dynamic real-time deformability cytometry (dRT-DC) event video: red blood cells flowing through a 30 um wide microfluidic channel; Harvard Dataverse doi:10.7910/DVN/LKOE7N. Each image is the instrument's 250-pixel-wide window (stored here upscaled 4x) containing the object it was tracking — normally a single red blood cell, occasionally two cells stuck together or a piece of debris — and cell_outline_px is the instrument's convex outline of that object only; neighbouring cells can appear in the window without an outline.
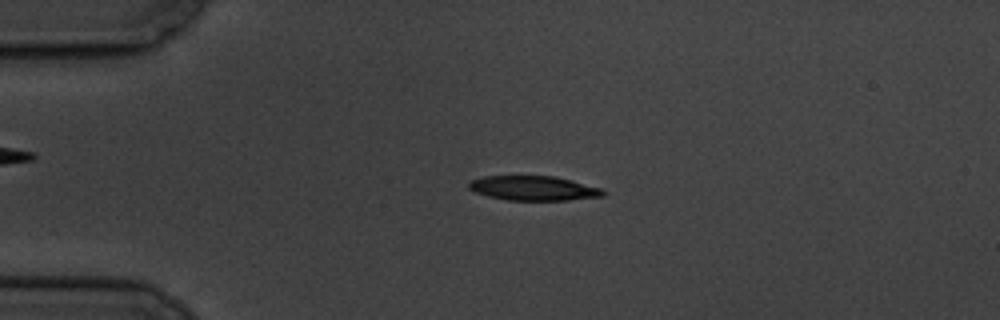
{"species": "common noctule bat (a hibernating species)", "species_latin": "Nyctalus noctula", "temperature_condition": "cold", "stored_images_in_passage": 4, "camera_frame_rate_fps": 3000, "um_per_image_px": 0.085, "animal": {"sex": "male", "body_mass_g": 19.5, "forearm_length_mm": 54.6}, "frame": {"image": 1, "passage_image": 3, "time_ms": 3.0, "image_size_px": [1000, 320], "cell_outline_px": [[608, 192], [604, 196], [568, 200], [508, 200], [488, 196], [476, 192], [468, 188], [468, 184], [472, 180], [484, 176], [556, 176], [572, 180], [600, 188]], "centroid_in_image_um": [45.38, 16.0], "position_along_channel_um": 39.6, "area_um2": 19.19}}